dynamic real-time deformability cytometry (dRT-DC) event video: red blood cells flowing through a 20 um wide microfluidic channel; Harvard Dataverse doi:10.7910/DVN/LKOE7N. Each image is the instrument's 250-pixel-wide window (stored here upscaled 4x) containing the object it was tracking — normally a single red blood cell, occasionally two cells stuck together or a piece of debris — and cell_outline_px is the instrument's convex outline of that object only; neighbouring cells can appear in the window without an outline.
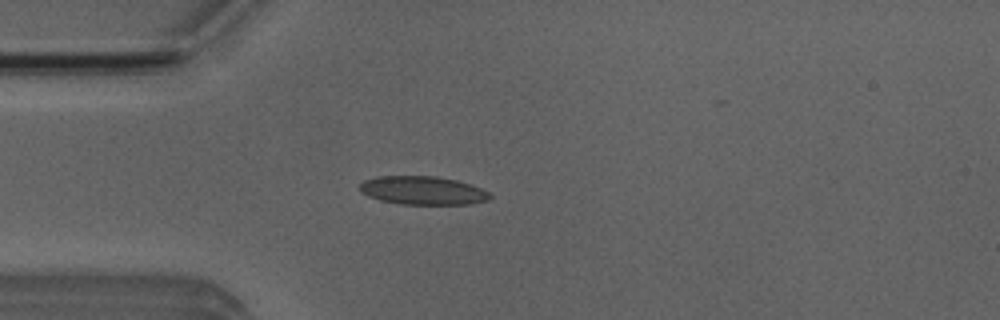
{"species": "Egyptian fruit bat (a non-hibernating species)", "species_latin": "Rousettus aegyptiacus", "temperature_condition": "room temperature", "stored_images_in_passage": 50, "camera_frame_rate_fps": 3000, "um_per_image_px": 0.085, "animal": {"sex": "male"}, "frame": {"image": 1, "passage_image": 12, "time_ms": 3.667, "image_size_px": [1000, 320], "cell_outline_px": [[492, 196], [488, 200], [472, 204], [396, 204], [380, 200], [368, 196], [360, 192], [360, 184], [364, 180], [376, 176], [436, 176], [456, 180], [480, 188], [488, 192]], "centroid_in_image_um": [35.9, 16.19], "position_along_channel_um": 49.1, "area_um2": 21.62}}
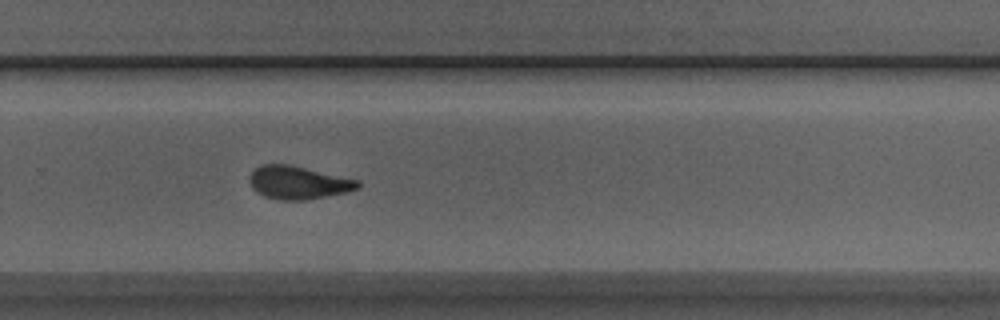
{"frame": {"image": 2, "passage_image": 32, "time_ms": 10.333, "image_size_px": [1000, 320], "cell_outline_px": [[360, 188], [348, 192], [304, 200], [280, 200], [264, 196], [256, 192], [252, 188], [248, 176], [260, 164], [288, 164], [360, 180]], "centroid_in_image_um": [25.35, 15.52], "position_along_channel_um": 304.5, "area_um2": 20.92}}
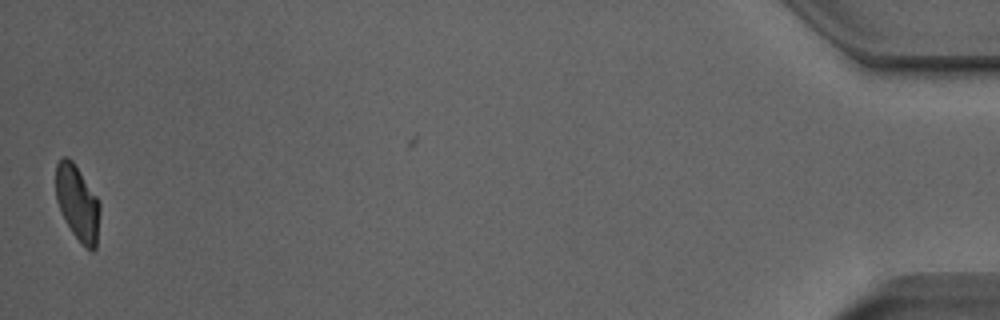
{"frame": {"image": 3, "passage_image": 49, "time_ms": 16.0, "image_size_px": [1000, 320], "cell_outline_px": [[100, 212], [96, 248], [92, 252], [80, 244], [64, 220], [60, 212], [56, 200], [56, 164], [64, 156], [68, 156], [72, 160], [100, 200]], "centroid_in_image_um": [6.6, 17.27], "position_along_channel_um": 428.6, "area_um2": 19.65}, "authors_computed_cell_mechanics": {"area_um2": 20.808, "velocity_mm_per_s": 3.9824, "shape_relaxation_time_tau1_ms": 4.4675, "shape_relaxation_time_tau2_ms": 1.2949, "deformation_change_tau1": 0.1758, "deformation_change_tau2": 0.0915}}